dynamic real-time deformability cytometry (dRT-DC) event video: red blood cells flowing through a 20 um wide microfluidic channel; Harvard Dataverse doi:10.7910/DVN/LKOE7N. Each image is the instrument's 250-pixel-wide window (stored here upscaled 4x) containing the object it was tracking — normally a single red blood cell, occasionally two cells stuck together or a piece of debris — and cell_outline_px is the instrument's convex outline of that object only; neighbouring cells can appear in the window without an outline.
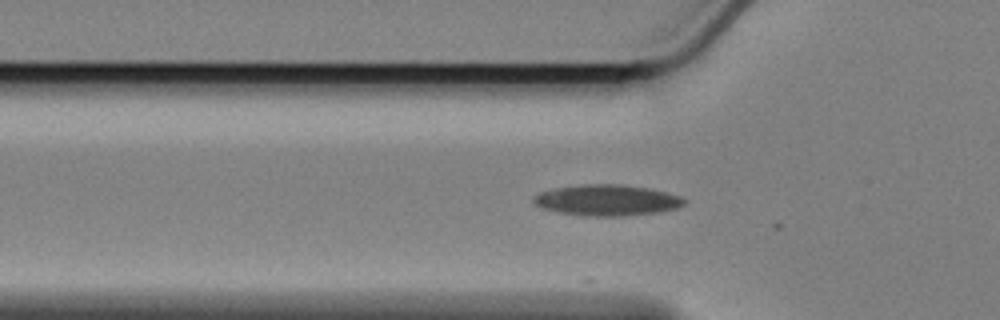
{"species": "Egyptian fruit bat (a non-hibernating species)", "species_latin": "Rousettus aegyptiacus", "temperature_condition": "cold", "stored_images_in_passage": 3, "camera_frame_rate_fps": 3000, "um_per_image_px": 0.085, "animal": {"sex": "female"}, "frame": {"image": 1, "passage_image": 2, "time_ms": 0.333, "image_size_px": [1000, 320], "cell_outline_px": [[688, 200], [684, 204], [676, 208], [660, 212], [624, 216], [584, 216], [560, 212], [544, 208], [536, 204], [532, 200], [532, 196], [540, 192], [552, 188], [584, 184], [620, 184], [648, 188], [680, 196]], "centroid_in_image_um": [51.59, 17.01], "position_along_channel_um": 74.2, "area_um2": 27.22}}